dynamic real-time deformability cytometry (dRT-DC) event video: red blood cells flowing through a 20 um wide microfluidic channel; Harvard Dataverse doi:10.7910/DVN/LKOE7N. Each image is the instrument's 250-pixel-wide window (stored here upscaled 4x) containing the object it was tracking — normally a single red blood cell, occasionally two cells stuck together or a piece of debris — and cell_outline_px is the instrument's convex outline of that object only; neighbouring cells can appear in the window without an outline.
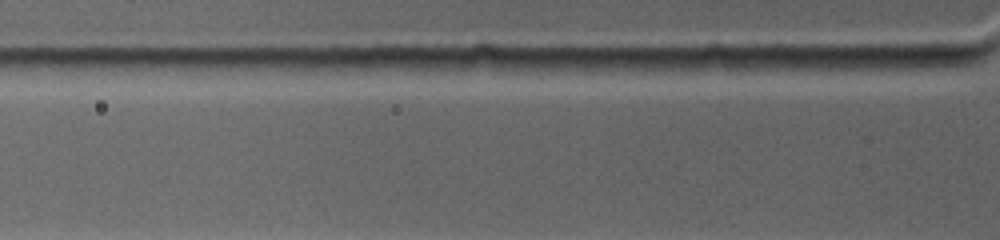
{"species": "common noctule bat (a hibernating species)", "species_latin": "Nyctalus noctula", "temperature_condition": "warm", "stored_images_in_passage": 3, "camera_frame_rate_fps": 4500, "um_per_image_px": 0.085, "animal": {"sex": "female", "body_mass_g": 19.0, "forearm_length_mm": 53.3}, "frame": {"image": 1, "passage_image": 3, "time_ms": 2.0, "image_size_px": [1000, 240], "cell_outline_px": [[972, 64], [936, 68], [828, 68], [856, 56], [956, 56]], "centroid_in_image_um": [76.62, 5.28], "position_along_channel_um": 49.2, "area_um2": 10.29}}